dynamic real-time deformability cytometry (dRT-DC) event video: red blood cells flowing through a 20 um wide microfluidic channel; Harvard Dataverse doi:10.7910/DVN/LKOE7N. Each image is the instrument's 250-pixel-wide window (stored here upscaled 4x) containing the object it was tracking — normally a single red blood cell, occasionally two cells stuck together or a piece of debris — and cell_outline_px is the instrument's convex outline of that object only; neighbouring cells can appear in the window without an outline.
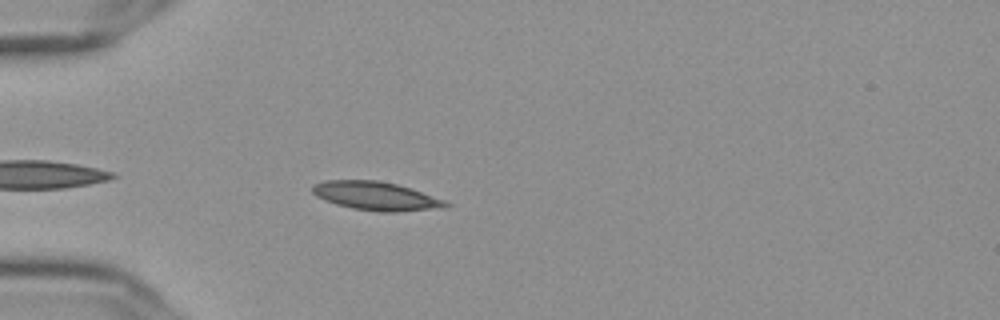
{"species": "Egyptian fruit bat (a non-hibernating species)", "species_latin": "Rousettus aegyptiacus", "temperature_condition": "cold", "stored_images_in_passage": 43, "camera_frame_rate_fps": 3000, "um_per_image_px": 0.085, "frame": {"image": 1, "passage_image": 4, "time_ms": 1.0, "image_size_px": [1000, 320], "cell_outline_px": [[452, 204], [428, 208], [396, 212], [380, 212], [352, 208], [336, 204], [324, 200], [316, 196], [312, 192], [312, 184], [324, 180], [376, 180], [396, 184], [412, 188], [444, 200]], "centroid_in_image_um": [31.86, 16.64], "position_along_channel_um": 53.1, "area_um2": 21.91}}
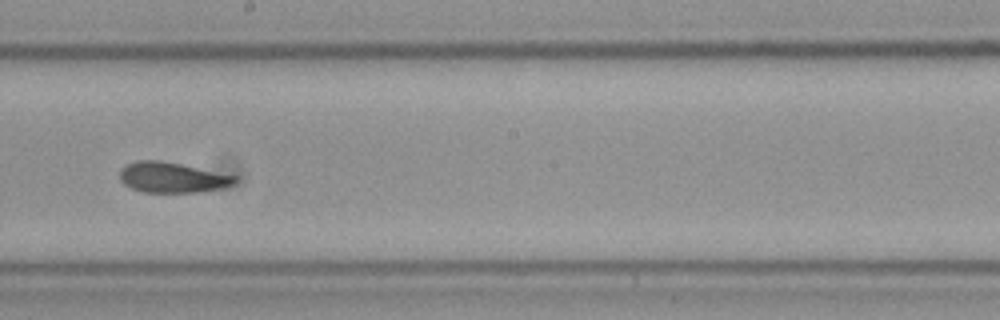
{"frame": {"image": 2, "passage_image": 20, "time_ms": 6.333, "image_size_px": [1000, 320], "cell_outline_px": [[236, 180], [232, 184], [220, 188], [200, 192], [140, 192], [124, 184], [120, 180], [120, 168], [136, 160], [160, 160], [180, 164], [236, 176]], "centroid_in_image_um": [14.58, 15.08], "position_along_channel_um": 233.6, "area_um2": 20.17}}
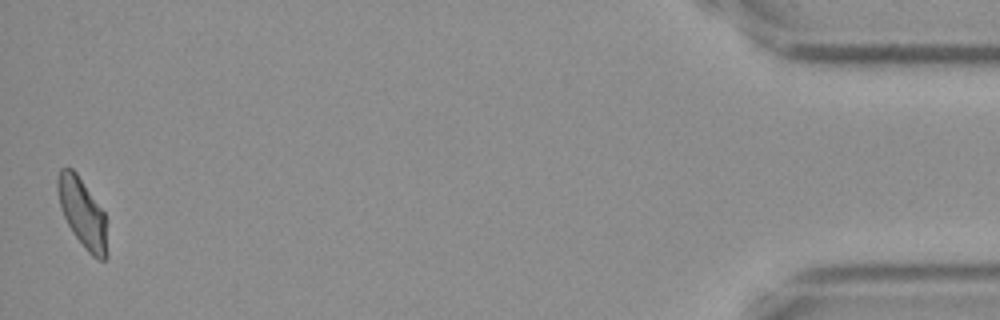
{"frame": {"image": 3, "passage_image": 43, "time_ms": 14.0, "image_size_px": [1000, 320], "cell_outline_px": [[108, 256], [104, 260], [100, 260], [92, 256], [84, 248], [72, 232], [60, 208], [56, 188], [56, 180], [60, 168], [72, 168], [76, 172], [104, 212], [108, 252]], "centroid_in_image_um": [7.0, 18.12], "position_along_channel_um": 428.2, "area_um2": 20.0}, "authors_computed_cell_mechanics": {"area_um2": 20.6924, "velocity_mm_per_s": 3.6313, "shape_relaxation_time_tau1_ms": 3.9673, "shape_relaxation_time_tau2_ms": 2.2525, "deformation_change_tau1": 0.1272, "deformation_change_tau2": 0.062}}